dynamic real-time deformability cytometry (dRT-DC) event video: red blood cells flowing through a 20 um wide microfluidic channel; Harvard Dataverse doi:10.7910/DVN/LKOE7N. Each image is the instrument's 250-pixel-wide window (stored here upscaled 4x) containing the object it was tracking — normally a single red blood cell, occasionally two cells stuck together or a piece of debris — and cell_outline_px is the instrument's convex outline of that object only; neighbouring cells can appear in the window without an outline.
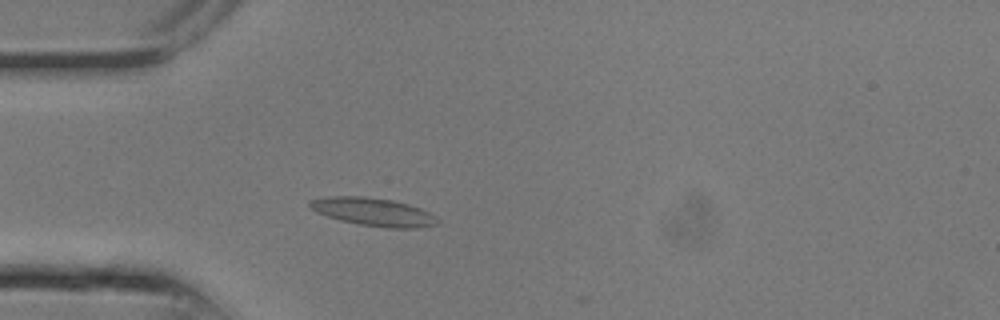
{"species": "common noctule bat (a hibernating species)", "species_latin": "Nyctalus noctula", "temperature_condition": "room temperature", "stored_images_in_passage": 6, "camera_frame_rate_fps": 3000, "um_per_image_px": 0.085, "animal": {"sex": "male", "body_mass_g": 13.3}, "frame": {"image": 1, "passage_image": 4, "time_ms": 1.0, "image_size_px": [1000, 320], "cell_outline_px": [[436, 224], [416, 228], [388, 228], [360, 224], [340, 220], [316, 212], [308, 208], [308, 200], [324, 196], [364, 196], [392, 200], [408, 204], [420, 208], [436, 216]], "centroid_in_image_um": [31.66, 17.99], "position_along_channel_um": 53.3, "area_um2": 20.87}}
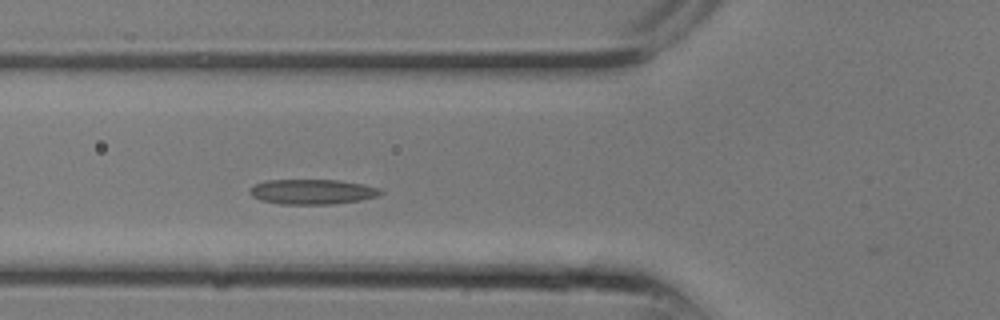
{"frame": {"image": 2, "passage_image": 6, "time_ms": 1.667, "image_size_px": [1000, 320], "cell_outline_px": [[384, 192], [376, 196], [360, 200], [332, 204], [280, 204], [260, 200], [252, 196], [248, 192], [248, 188], [264, 180], [340, 180], [364, 184], [380, 188]], "centroid_in_image_um": [26.52, 16.29], "position_along_channel_um": 99.3, "area_um2": 19.19}}